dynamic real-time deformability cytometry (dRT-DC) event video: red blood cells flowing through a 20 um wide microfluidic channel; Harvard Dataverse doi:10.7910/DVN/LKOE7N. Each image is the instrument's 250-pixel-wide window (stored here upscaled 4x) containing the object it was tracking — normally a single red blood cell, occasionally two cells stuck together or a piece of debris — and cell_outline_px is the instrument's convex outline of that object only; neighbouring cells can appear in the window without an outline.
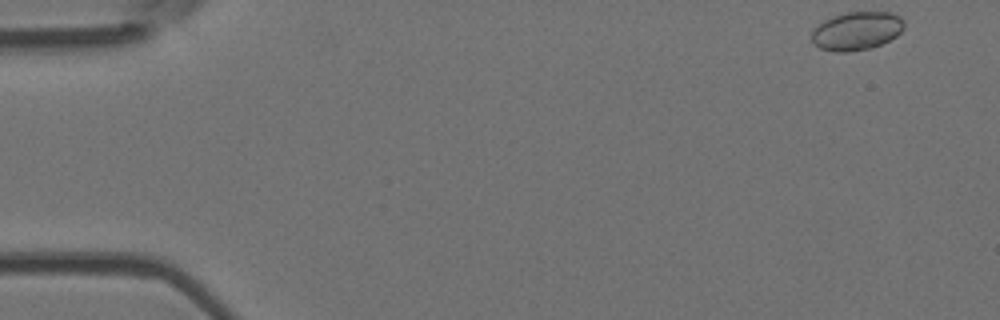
{"species": "Egyptian fruit bat (a non-hibernating species)", "species_latin": "Rousettus aegyptiacus", "temperature_condition": "room temperature", "stored_images_in_passage": 49, "camera_frame_rate_fps": 3000, "um_per_image_px": 0.085, "animal": {"sex": "female"}, "frame": {"image": 1, "passage_image": 1, "time_ms": 0.0, "image_size_px": [1000, 320], "cell_outline_px": [[904, 28], [896, 36], [872, 48], [852, 52], [836, 52], [820, 48], [812, 44], [812, 32], [824, 20], [832, 16], [848, 12], [892, 12], [900, 16], [904, 24]], "centroid_in_image_um": [72.82, 2.63], "position_along_channel_um": 12.2, "area_um2": 20.69}}
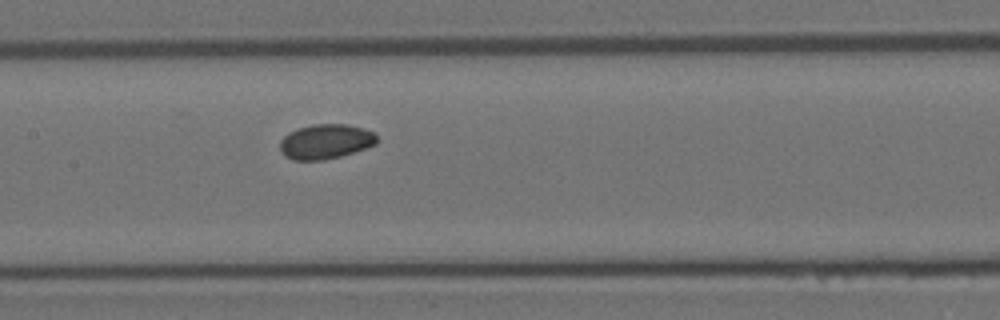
{"frame": {"image": 2, "passage_image": 23, "time_ms": 7.333, "image_size_px": [1000, 320], "cell_outline_px": [[376, 144], [340, 156], [324, 160], [292, 160], [284, 156], [280, 152], [280, 140], [288, 132], [312, 124], [344, 124], [364, 128], [372, 132], [376, 136]], "centroid_in_image_um": [27.62, 12.03], "position_along_channel_um": 179.8, "area_um2": 19.54}}
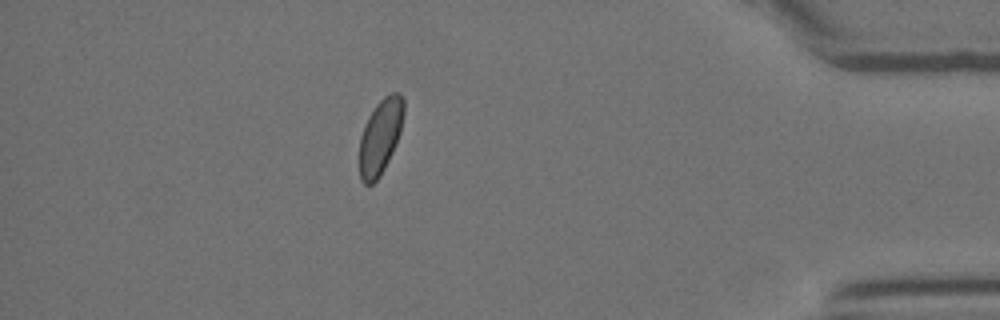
{"frame": {"image": 3, "passage_image": 43, "time_ms": 14.0, "image_size_px": [1000, 320], "cell_outline_px": [[404, 116], [400, 132], [396, 144], [380, 176], [372, 184], [364, 184], [360, 180], [360, 136], [368, 116], [376, 104], [384, 96], [392, 92], [400, 92], [404, 96]], "centroid_in_image_um": [32.34, 11.56], "position_along_channel_um": 402.9, "area_um2": 19.48}}